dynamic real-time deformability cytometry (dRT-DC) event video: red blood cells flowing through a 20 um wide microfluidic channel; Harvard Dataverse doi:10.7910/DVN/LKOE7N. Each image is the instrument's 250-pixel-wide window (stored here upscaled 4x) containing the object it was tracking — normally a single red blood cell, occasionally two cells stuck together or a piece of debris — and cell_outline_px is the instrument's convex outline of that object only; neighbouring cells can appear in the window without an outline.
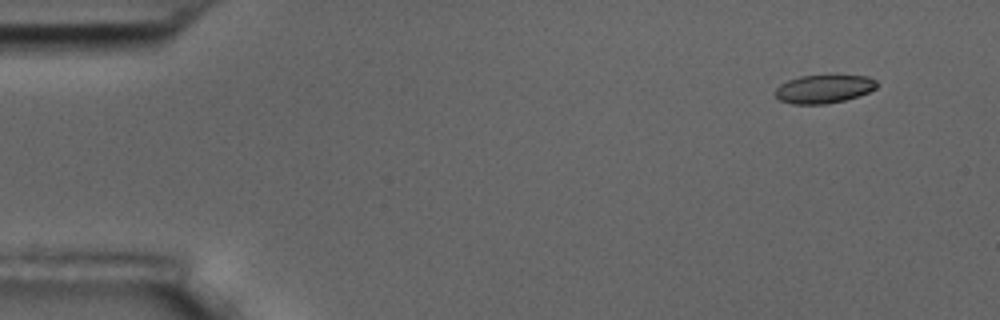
{"species": "common noctule bat (a hibernating species)", "species_latin": "Nyctalus noctula", "temperature_condition": "room temperature", "stored_images_in_passage": 5, "camera_frame_rate_fps": 3000, "um_per_image_px": 0.085, "animal": {"sex": "male", "body_mass_g": 17.5, "forearm_length_mm": 52.3}, "frame": {"image": 1, "passage_image": 2, "time_ms": 1.0, "image_size_px": [1000, 320], "cell_outline_px": [[880, 84], [876, 88], [868, 92], [844, 100], [828, 104], [792, 104], [780, 100], [776, 96], [776, 88], [780, 84], [788, 80], [800, 76], [868, 76], [876, 80]], "centroid_in_image_um": [70.04, 7.56], "position_along_channel_um": 15.0, "area_um2": 16.65}}
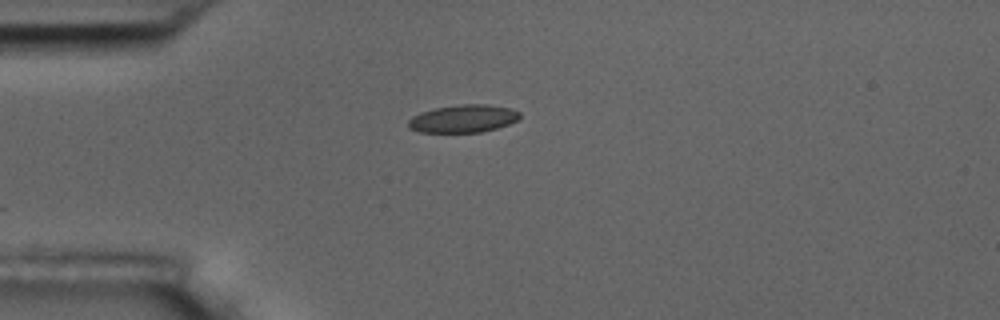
{"frame": {"image": 2, "passage_image": 5, "time_ms": 4.333, "image_size_px": [1000, 320], "cell_outline_px": [[520, 116], [516, 120], [508, 124], [496, 128], [480, 132], [420, 132], [408, 128], [408, 120], [412, 116], [420, 112], [436, 108], [460, 104], [488, 104], [512, 108], [520, 112]], "centroid_in_image_um": [39.36, 10.07], "position_along_channel_um": 45.6, "area_um2": 18.03}}